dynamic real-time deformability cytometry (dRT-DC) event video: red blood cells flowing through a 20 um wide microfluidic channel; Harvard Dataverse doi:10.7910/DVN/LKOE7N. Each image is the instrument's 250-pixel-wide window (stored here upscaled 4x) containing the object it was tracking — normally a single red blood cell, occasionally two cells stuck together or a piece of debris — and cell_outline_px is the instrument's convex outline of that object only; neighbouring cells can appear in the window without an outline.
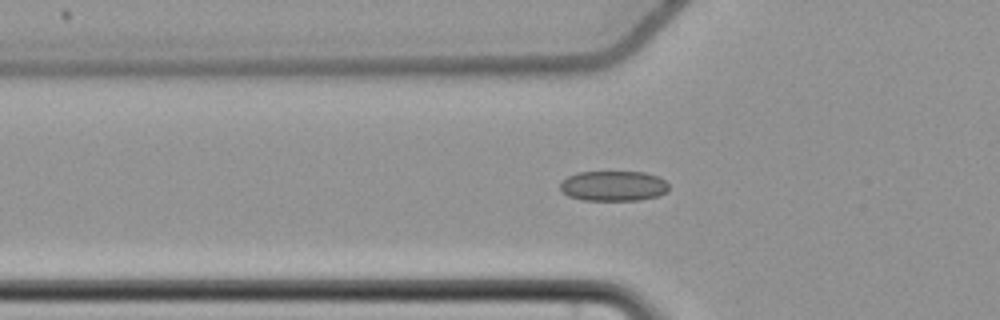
{"species": "common noctule bat (a hibernating species)", "species_latin": "Nyctalus noctula", "temperature_condition": "cold", "stored_images_in_passage": 50, "camera_frame_rate_fps": 3000, "um_per_image_px": 0.085, "animal": {"sex": "female", "body_mass_g": 22.7, "forearm_length_mm": 54.2}, "frame": {"image": 1, "passage_image": 15, "time_ms": 4.667, "image_size_px": [1000, 320], "cell_outline_px": [[668, 192], [656, 196], [640, 200], [584, 200], [568, 196], [560, 188], [560, 180], [576, 172], [644, 172], [656, 176], [664, 180], [668, 184]], "centroid_in_image_um": [52.12, 15.8], "position_along_channel_um": 73.7, "area_um2": 19.13}}
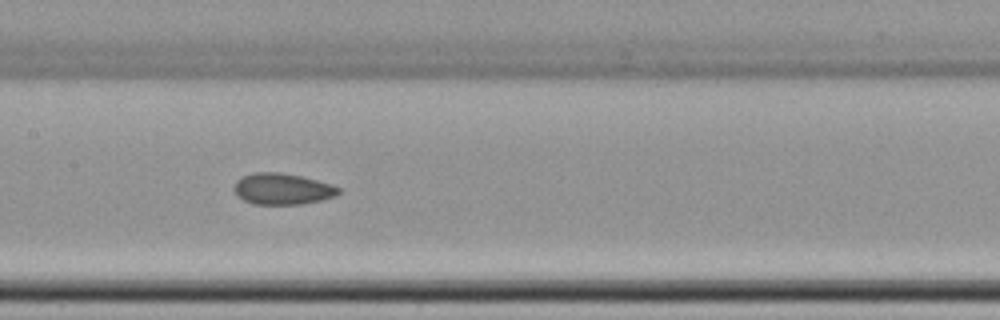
{"frame": {"image": 2, "passage_image": 24, "time_ms": 7.667, "image_size_px": [1000, 320], "cell_outline_px": [[340, 192], [336, 196], [320, 200], [300, 204], [252, 204], [236, 196], [232, 188], [236, 180], [240, 176], [252, 172], [280, 172], [300, 176], [332, 184], [340, 188]], "centroid_in_image_um": [23.94, 16.05], "position_along_channel_um": 183.5, "area_um2": 19.25}}
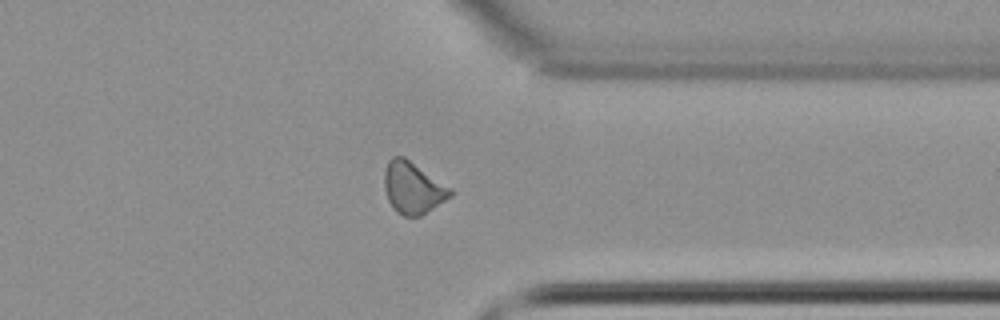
{"frame": {"image": 3, "passage_image": 40, "time_ms": 13.0, "image_size_px": [1000, 320], "cell_outline_px": [[452, 196], [420, 216], [404, 216], [396, 212], [392, 208], [388, 200], [384, 188], [384, 172], [388, 160], [392, 156], [404, 156], [452, 188]], "centroid_in_image_um": [35.08, 15.95], "position_along_channel_um": 376.3, "area_um2": 20.0}, "authors_computed_cell_mechanics": {"area_um2": 19.363, "velocity_mm_per_s": 3.67, "shape_relaxation_time_tau1_ms": 5.8391, "shape_relaxation_time_tau2_ms": 3.4382, "deformation_change_tau1": 0.065, "deformation_change_tau2": 0.0669}}